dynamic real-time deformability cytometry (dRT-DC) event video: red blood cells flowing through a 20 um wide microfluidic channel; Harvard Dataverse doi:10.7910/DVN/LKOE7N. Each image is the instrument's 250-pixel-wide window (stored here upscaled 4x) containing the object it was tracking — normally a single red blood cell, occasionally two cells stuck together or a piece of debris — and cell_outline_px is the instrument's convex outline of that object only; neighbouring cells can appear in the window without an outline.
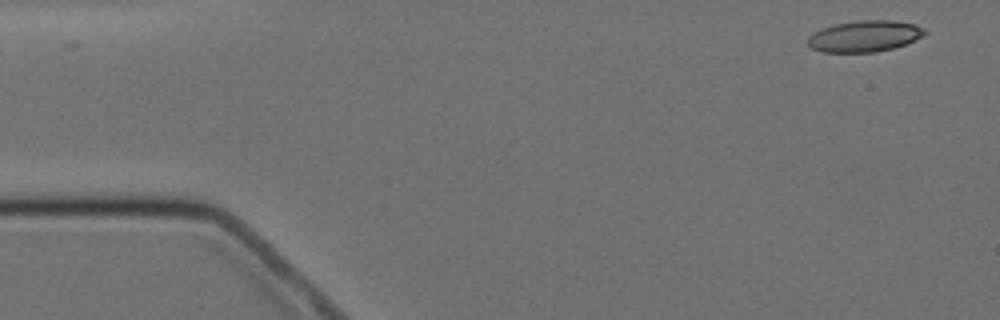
{"species": "Egyptian fruit bat (a non-hibernating species)", "species_latin": "Rousettus aegyptiacus", "temperature_condition": "cold", "stored_images_in_passage": 9, "camera_frame_rate_fps": 3000, "um_per_image_px": 0.085, "animal": {"sex": "female"}, "frame": {"image": 1, "passage_image": 1, "time_ms": 0.0, "image_size_px": [1000, 320], "cell_outline_px": [[928, 32], [924, 36], [904, 44], [892, 48], [876, 52], [824, 52], [812, 48], [808, 44], [808, 36], [812, 32], [820, 28], [836, 24], [856, 20], [896, 20], [916, 24], [924, 28]], "centroid_in_image_um": [73.5, 3.06], "position_along_channel_um": 11.5, "area_um2": 21.5}}
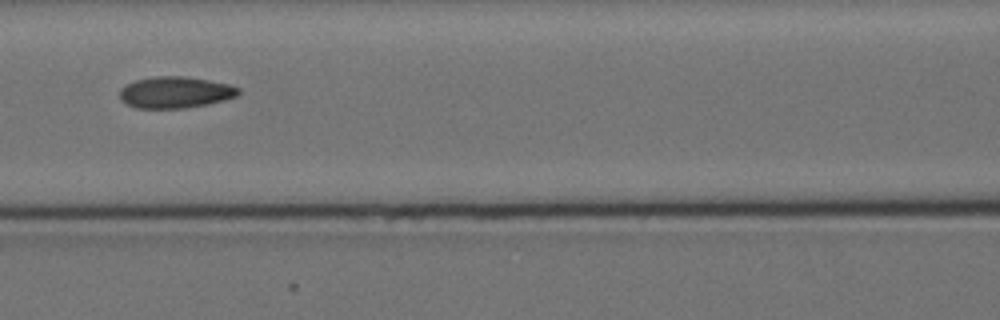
{"frame": {"image": 2, "passage_image": 7, "time_ms": 7.0, "image_size_px": [1000, 320], "cell_outline_px": [[240, 92], [236, 96], [224, 100], [208, 104], [184, 108], [136, 108], [124, 104], [120, 100], [120, 88], [136, 80], [156, 76], [184, 76], [208, 80], [228, 84], [240, 88]], "centroid_in_image_um": [14.88, 7.85], "position_along_channel_um": 151.7, "area_um2": 21.79}}
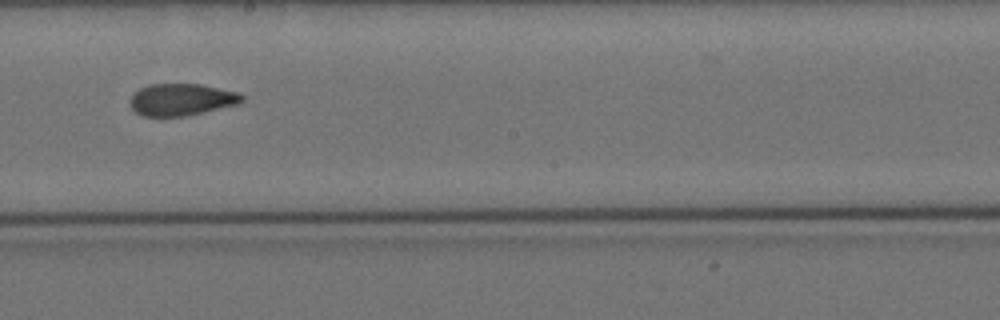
{"frame": {"image": 3, "passage_image": 9, "time_ms": 9.333, "image_size_px": [1000, 320], "cell_outline_px": [[244, 100], [240, 104], [184, 116], [140, 116], [128, 104], [128, 100], [132, 92], [140, 88], [152, 84], [200, 84], [240, 92], [244, 96]], "centroid_in_image_um": [15.41, 8.46], "position_along_channel_um": 232.8, "area_um2": 21.15}}